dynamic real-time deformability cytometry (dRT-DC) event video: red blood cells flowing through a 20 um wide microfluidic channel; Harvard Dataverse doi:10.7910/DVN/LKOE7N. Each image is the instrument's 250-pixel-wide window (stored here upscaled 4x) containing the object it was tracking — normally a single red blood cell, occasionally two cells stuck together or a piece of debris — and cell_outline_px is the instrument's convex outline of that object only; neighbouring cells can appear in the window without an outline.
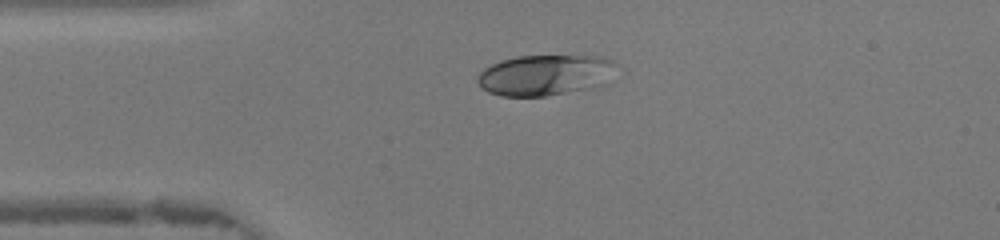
{"species": "human", "species_latin": "Homo sapiens", "temperature_condition": "warm", "stored_images_in_passage": 46, "camera_frame_rate_fps": 3000, "um_per_image_px": 0.085, "donor": {"sex": "female"}, "frame": {"image": 1, "passage_image": 10, "time_ms": 3.0, "image_size_px": [1000, 240], "cell_outline_px": [[612, 60], [584, 88], [544, 96], [500, 96], [488, 92], [480, 88], [476, 80], [480, 72], [484, 68], [500, 60], [520, 56], [600, 56]], "centroid_in_image_um": [45.91, 6.37], "position_along_channel_um": 39.1, "area_um2": 30.46}}
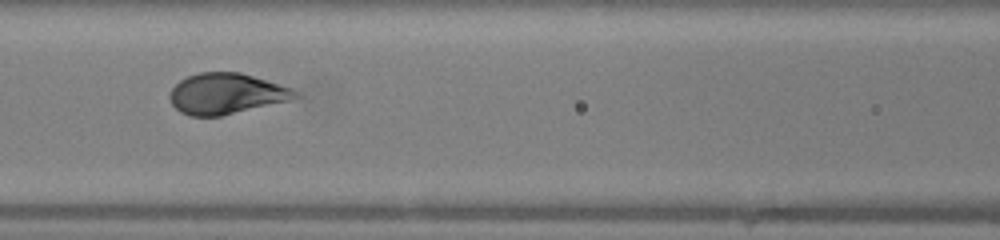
{"frame": {"image": 2, "passage_image": 19, "time_ms": 6.0, "image_size_px": [1000, 240], "cell_outline_px": [[300, 96], [288, 100], [220, 116], [188, 116], [180, 112], [172, 104], [168, 96], [172, 88], [180, 80], [188, 76], [200, 72], [240, 72], [292, 88]], "centroid_in_image_um": [19.18, 7.96], "position_along_channel_um": 147.4, "area_um2": 29.48}}
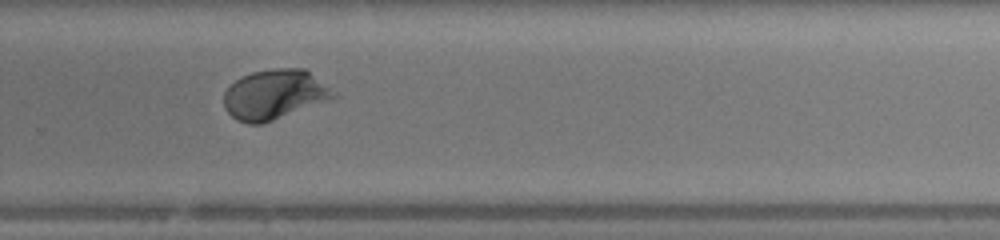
{"frame": {"image": 3, "passage_image": 30, "time_ms": 9.667, "image_size_px": [1000, 240], "cell_outline_px": [[340, 96], [264, 124], [248, 124], [236, 120], [224, 108], [224, 92], [240, 76], [252, 72], [272, 68], [304, 68]], "centroid_in_image_um": [23.32, 8.05], "position_along_channel_um": 306.5, "area_um2": 31.91}, "authors_computed_cell_mechanics": {"area_um2": 30.9808, "velocity_mm_per_s": 4.3489, "shape_relaxation_time_tau1_ms": 2.6962, "shape_relaxation_time_tau2_ms": null, "deformation_change_tau1": 0.1906, "deformation_change_tau2": null}}